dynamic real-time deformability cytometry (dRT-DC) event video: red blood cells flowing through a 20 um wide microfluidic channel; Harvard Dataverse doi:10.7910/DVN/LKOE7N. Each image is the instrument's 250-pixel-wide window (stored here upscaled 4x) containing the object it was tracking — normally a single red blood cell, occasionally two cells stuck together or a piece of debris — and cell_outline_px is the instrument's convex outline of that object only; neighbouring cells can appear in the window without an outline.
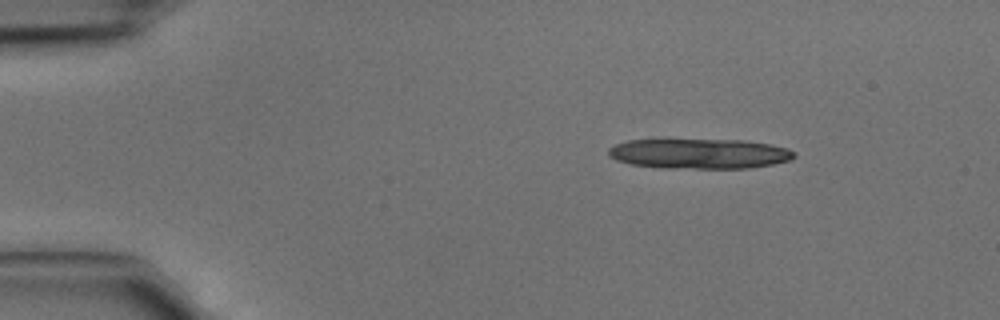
{"species": "common noctule bat (a hibernating species)", "species_latin": "Nyctalus noctula", "temperature_condition": "cold", "stored_images_in_passage": 11, "segment_of_instrument_passage": [1, 2], "camera_frame_rate_fps": 3000, "um_per_image_px": 0.085, "animal": {"sex": "male", "body_mass_g": 15.6}, "frame": {"image": 1, "passage_image": 1, "time_ms": 0.0, "image_size_px": [1000, 320], "cell_outline_px": [[796, 156], [792, 160], [772, 164], [748, 168], [660, 168], [632, 164], [616, 160], [608, 156], [608, 148], [616, 144], [628, 140], [660, 136], [664, 136], [744, 140], [772, 144], [788, 148], [796, 152]], "centroid_in_image_um": [59.39, 13.0], "position_along_channel_um": 25.6, "area_um2": 34.39}}